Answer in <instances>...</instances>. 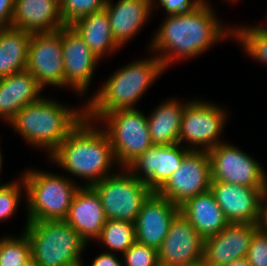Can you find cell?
I'll return each instance as SVG.
<instances>
[{
    "instance_id": "42",
    "label": "cell",
    "mask_w": 267,
    "mask_h": 266,
    "mask_svg": "<svg viewBox=\"0 0 267 266\" xmlns=\"http://www.w3.org/2000/svg\"><path fill=\"white\" fill-rule=\"evenodd\" d=\"M1 168H2V154L0 153V171H1Z\"/></svg>"
},
{
    "instance_id": "44",
    "label": "cell",
    "mask_w": 267,
    "mask_h": 266,
    "mask_svg": "<svg viewBox=\"0 0 267 266\" xmlns=\"http://www.w3.org/2000/svg\"><path fill=\"white\" fill-rule=\"evenodd\" d=\"M261 29H263V30H265V31H267V28H265V27H260Z\"/></svg>"
},
{
    "instance_id": "20",
    "label": "cell",
    "mask_w": 267,
    "mask_h": 266,
    "mask_svg": "<svg viewBox=\"0 0 267 266\" xmlns=\"http://www.w3.org/2000/svg\"><path fill=\"white\" fill-rule=\"evenodd\" d=\"M64 221L76 230L86 243L89 238H99L107 218L100 198L91 186L77 190Z\"/></svg>"
},
{
    "instance_id": "13",
    "label": "cell",
    "mask_w": 267,
    "mask_h": 266,
    "mask_svg": "<svg viewBox=\"0 0 267 266\" xmlns=\"http://www.w3.org/2000/svg\"><path fill=\"white\" fill-rule=\"evenodd\" d=\"M205 239L179 212L158 249L160 262L174 266H201Z\"/></svg>"
},
{
    "instance_id": "9",
    "label": "cell",
    "mask_w": 267,
    "mask_h": 266,
    "mask_svg": "<svg viewBox=\"0 0 267 266\" xmlns=\"http://www.w3.org/2000/svg\"><path fill=\"white\" fill-rule=\"evenodd\" d=\"M211 163L209 154L202 150H190L179 168L156 191L171 203L181 206L187 199L210 190Z\"/></svg>"
},
{
    "instance_id": "34",
    "label": "cell",
    "mask_w": 267,
    "mask_h": 266,
    "mask_svg": "<svg viewBox=\"0 0 267 266\" xmlns=\"http://www.w3.org/2000/svg\"><path fill=\"white\" fill-rule=\"evenodd\" d=\"M204 0H166L161 5L169 15L187 13L195 10Z\"/></svg>"
},
{
    "instance_id": "31",
    "label": "cell",
    "mask_w": 267,
    "mask_h": 266,
    "mask_svg": "<svg viewBox=\"0 0 267 266\" xmlns=\"http://www.w3.org/2000/svg\"><path fill=\"white\" fill-rule=\"evenodd\" d=\"M125 266H156L158 250L137 241L123 254Z\"/></svg>"
},
{
    "instance_id": "4",
    "label": "cell",
    "mask_w": 267,
    "mask_h": 266,
    "mask_svg": "<svg viewBox=\"0 0 267 266\" xmlns=\"http://www.w3.org/2000/svg\"><path fill=\"white\" fill-rule=\"evenodd\" d=\"M84 117L85 110L77 112L41 98L21 109L10 124L28 143L49 149L51 155Z\"/></svg>"
},
{
    "instance_id": "23",
    "label": "cell",
    "mask_w": 267,
    "mask_h": 266,
    "mask_svg": "<svg viewBox=\"0 0 267 266\" xmlns=\"http://www.w3.org/2000/svg\"><path fill=\"white\" fill-rule=\"evenodd\" d=\"M180 207V213L204 238L214 236L229 222L209 190L187 199Z\"/></svg>"
},
{
    "instance_id": "35",
    "label": "cell",
    "mask_w": 267,
    "mask_h": 266,
    "mask_svg": "<svg viewBox=\"0 0 267 266\" xmlns=\"http://www.w3.org/2000/svg\"><path fill=\"white\" fill-rule=\"evenodd\" d=\"M15 0H0V28L11 27Z\"/></svg>"
},
{
    "instance_id": "38",
    "label": "cell",
    "mask_w": 267,
    "mask_h": 266,
    "mask_svg": "<svg viewBox=\"0 0 267 266\" xmlns=\"http://www.w3.org/2000/svg\"><path fill=\"white\" fill-rule=\"evenodd\" d=\"M261 206H267L266 202L267 200V176L266 178L264 179V182H263V185H262V188H261ZM265 202V203H264Z\"/></svg>"
},
{
    "instance_id": "18",
    "label": "cell",
    "mask_w": 267,
    "mask_h": 266,
    "mask_svg": "<svg viewBox=\"0 0 267 266\" xmlns=\"http://www.w3.org/2000/svg\"><path fill=\"white\" fill-rule=\"evenodd\" d=\"M210 191L229 223H258L261 189L212 181Z\"/></svg>"
},
{
    "instance_id": "41",
    "label": "cell",
    "mask_w": 267,
    "mask_h": 266,
    "mask_svg": "<svg viewBox=\"0 0 267 266\" xmlns=\"http://www.w3.org/2000/svg\"><path fill=\"white\" fill-rule=\"evenodd\" d=\"M156 266H174V265H170V264H166V263H163V262H158L157 264H156Z\"/></svg>"
},
{
    "instance_id": "32",
    "label": "cell",
    "mask_w": 267,
    "mask_h": 266,
    "mask_svg": "<svg viewBox=\"0 0 267 266\" xmlns=\"http://www.w3.org/2000/svg\"><path fill=\"white\" fill-rule=\"evenodd\" d=\"M20 189L17 182L0 185V220H6L14 214L20 199Z\"/></svg>"
},
{
    "instance_id": "43",
    "label": "cell",
    "mask_w": 267,
    "mask_h": 266,
    "mask_svg": "<svg viewBox=\"0 0 267 266\" xmlns=\"http://www.w3.org/2000/svg\"><path fill=\"white\" fill-rule=\"evenodd\" d=\"M164 1H166V0H159L160 4H162Z\"/></svg>"
},
{
    "instance_id": "10",
    "label": "cell",
    "mask_w": 267,
    "mask_h": 266,
    "mask_svg": "<svg viewBox=\"0 0 267 266\" xmlns=\"http://www.w3.org/2000/svg\"><path fill=\"white\" fill-rule=\"evenodd\" d=\"M207 152L211 163L212 181L262 188L266 173L247 153L223 142Z\"/></svg>"
},
{
    "instance_id": "29",
    "label": "cell",
    "mask_w": 267,
    "mask_h": 266,
    "mask_svg": "<svg viewBox=\"0 0 267 266\" xmlns=\"http://www.w3.org/2000/svg\"><path fill=\"white\" fill-rule=\"evenodd\" d=\"M237 30V31H235ZM235 38L242 42L247 53L258 61L267 64V31L258 26L233 29Z\"/></svg>"
},
{
    "instance_id": "12",
    "label": "cell",
    "mask_w": 267,
    "mask_h": 266,
    "mask_svg": "<svg viewBox=\"0 0 267 266\" xmlns=\"http://www.w3.org/2000/svg\"><path fill=\"white\" fill-rule=\"evenodd\" d=\"M225 113L217 105L206 102H187L182 114L179 144L187 140L193 146L205 151L214 148L220 142L219 134L224 127Z\"/></svg>"
},
{
    "instance_id": "2",
    "label": "cell",
    "mask_w": 267,
    "mask_h": 266,
    "mask_svg": "<svg viewBox=\"0 0 267 266\" xmlns=\"http://www.w3.org/2000/svg\"><path fill=\"white\" fill-rule=\"evenodd\" d=\"M86 117L68 134L58 148L49 155L65 170L88 179L92 186L110 176L108 171L115 160L110 139L104 129H94ZM91 181H90V180Z\"/></svg>"
},
{
    "instance_id": "8",
    "label": "cell",
    "mask_w": 267,
    "mask_h": 266,
    "mask_svg": "<svg viewBox=\"0 0 267 266\" xmlns=\"http://www.w3.org/2000/svg\"><path fill=\"white\" fill-rule=\"evenodd\" d=\"M127 174H113L91 186L100 198L107 220L135 223L143 202L153 192L145 182L130 172Z\"/></svg>"
},
{
    "instance_id": "24",
    "label": "cell",
    "mask_w": 267,
    "mask_h": 266,
    "mask_svg": "<svg viewBox=\"0 0 267 266\" xmlns=\"http://www.w3.org/2000/svg\"><path fill=\"white\" fill-rule=\"evenodd\" d=\"M85 41L97 58L120 46L116 43L106 9H102L76 20L70 25Z\"/></svg>"
},
{
    "instance_id": "25",
    "label": "cell",
    "mask_w": 267,
    "mask_h": 266,
    "mask_svg": "<svg viewBox=\"0 0 267 266\" xmlns=\"http://www.w3.org/2000/svg\"><path fill=\"white\" fill-rule=\"evenodd\" d=\"M185 105L176 102L175 99L166 101L147 117L153 145L179 144L181 119Z\"/></svg>"
},
{
    "instance_id": "36",
    "label": "cell",
    "mask_w": 267,
    "mask_h": 266,
    "mask_svg": "<svg viewBox=\"0 0 267 266\" xmlns=\"http://www.w3.org/2000/svg\"><path fill=\"white\" fill-rule=\"evenodd\" d=\"M91 266H123L122 263L110 252L101 253L98 255Z\"/></svg>"
},
{
    "instance_id": "26",
    "label": "cell",
    "mask_w": 267,
    "mask_h": 266,
    "mask_svg": "<svg viewBox=\"0 0 267 266\" xmlns=\"http://www.w3.org/2000/svg\"><path fill=\"white\" fill-rule=\"evenodd\" d=\"M30 39L27 31L0 28V79L27 68Z\"/></svg>"
},
{
    "instance_id": "22",
    "label": "cell",
    "mask_w": 267,
    "mask_h": 266,
    "mask_svg": "<svg viewBox=\"0 0 267 266\" xmlns=\"http://www.w3.org/2000/svg\"><path fill=\"white\" fill-rule=\"evenodd\" d=\"M152 0H119L116 5L108 0L105 9L109 18L112 35L119 46L136 35L147 21Z\"/></svg>"
},
{
    "instance_id": "3",
    "label": "cell",
    "mask_w": 267,
    "mask_h": 266,
    "mask_svg": "<svg viewBox=\"0 0 267 266\" xmlns=\"http://www.w3.org/2000/svg\"><path fill=\"white\" fill-rule=\"evenodd\" d=\"M164 66L158 57L133 62L114 73L85 107V117L100 119L120 109H133L136 101L157 78ZM133 106V107H132Z\"/></svg>"
},
{
    "instance_id": "21",
    "label": "cell",
    "mask_w": 267,
    "mask_h": 266,
    "mask_svg": "<svg viewBox=\"0 0 267 266\" xmlns=\"http://www.w3.org/2000/svg\"><path fill=\"white\" fill-rule=\"evenodd\" d=\"M43 88L27 70L0 79V116L9 123L26 105L39 101Z\"/></svg>"
},
{
    "instance_id": "40",
    "label": "cell",
    "mask_w": 267,
    "mask_h": 266,
    "mask_svg": "<svg viewBox=\"0 0 267 266\" xmlns=\"http://www.w3.org/2000/svg\"><path fill=\"white\" fill-rule=\"evenodd\" d=\"M23 266H36L34 262H23Z\"/></svg>"
},
{
    "instance_id": "33",
    "label": "cell",
    "mask_w": 267,
    "mask_h": 266,
    "mask_svg": "<svg viewBox=\"0 0 267 266\" xmlns=\"http://www.w3.org/2000/svg\"><path fill=\"white\" fill-rule=\"evenodd\" d=\"M246 258L251 266H267V233L259 229L254 232Z\"/></svg>"
},
{
    "instance_id": "1",
    "label": "cell",
    "mask_w": 267,
    "mask_h": 266,
    "mask_svg": "<svg viewBox=\"0 0 267 266\" xmlns=\"http://www.w3.org/2000/svg\"><path fill=\"white\" fill-rule=\"evenodd\" d=\"M214 16L206 2L193 11L167 16L150 47L154 52L158 50L161 53L157 57L164 68L175 58L194 57L221 38L233 35V30L223 29Z\"/></svg>"
},
{
    "instance_id": "11",
    "label": "cell",
    "mask_w": 267,
    "mask_h": 266,
    "mask_svg": "<svg viewBox=\"0 0 267 266\" xmlns=\"http://www.w3.org/2000/svg\"><path fill=\"white\" fill-rule=\"evenodd\" d=\"M26 69L42 88L46 84L64 86L61 29L56 32L31 34Z\"/></svg>"
},
{
    "instance_id": "15",
    "label": "cell",
    "mask_w": 267,
    "mask_h": 266,
    "mask_svg": "<svg viewBox=\"0 0 267 266\" xmlns=\"http://www.w3.org/2000/svg\"><path fill=\"white\" fill-rule=\"evenodd\" d=\"M180 207L152 192L143 202L135 221V241L158 250Z\"/></svg>"
},
{
    "instance_id": "27",
    "label": "cell",
    "mask_w": 267,
    "mask_h": 266,
    "mask_svg": "<svg viewBox=\"0 0 267 266\" xmlns=\"http://www.w3.org/2000/svg\"><path fill=\"white\" fill-rule=\"evenodd\" d=\"M98 239L109 249L124 254L135 242V224L121 220H107Z\"/></svg>"
},
{
    "instance_id": "17",
    "label": "cell",
    "mask_w": 267,
    "mask_h": 266,
    "mask_svg": "<svg viewBox=\"0 0 267 266\" xmlns=\"http://www.w3.org/2000/svg\"><path fill=\"white\" fill-rule=\"evenodd\" d=\"M64 60V86H72L78 94L84 93L90 83L99 58L71 26L61 28Z\"/></svg>"
},
{
    "instance_id": "39",
    "label": "cell",
    "mask_w": 267,
    "mask_h": 266,
    "mask_svg": "<svg viewBox=\"0 0 267 266\" xmlns=\"http://www.w3.org/2000/svg\"><path fill=\"white\" fill-rule=\"evenodd\" d=\"M226 266H251L249 261L247 260L246 257L234 260L233 262L229 263Z\"/></svg>"
},
{
    "instance_id": "7",
    "label": "cell",
    "mask_w": 267,
    "mask_h": 266,
    "mask_svg": "<svg viewBox=\"0 0 267 266\" xmlns=\"http://www.w3.org/2000/svg\"><path fill=\"white\" fill-rule=\"evenodd\" d=\"M99 120L107 122L108 130L104 131L110 139L115 160L125 168L153 146L147 116L136 108L112 111Z\"/></svg>"
},
{
    "instance_id": "5",
    "label": "cell",
    "mask_w": 267,
    "mask_h": 266,
    "mask_svg": "<svg viewBox=\"0 0 267 266\" xmlns=\"http://www.w3.org/2000/svg\"><path fill=\"white\" fill-rule=\"evenodd\" d=\"M25 228L36 266H82L87 243L65 221L27 222Z\"/></svg>"
},
{
    "instance_id": "14",
    "label": "cell",
    "mask_w": 267,
    "mask_h": 266,
    "mask_svg": "<svg viewBox=\"0 0 267 266\" xmlns=\"http://www.w3.org/2000/svg\"><path fill=\"white\" fill-rule=\"evenodd\" d=\"M179 145H153L125 169L138 180L145 182L153 192H156L179 168L184 156L190 150H197L193 146L184 149ZM139 169L142 170L143 176L137 173Z\"/></svg>"
},
{
    "instance_id": "6",
    "label": "cell",
    "mask_w": 267,
    "mask_h": 266,
    "mask_svg": "<svg viewBox=\"0 0 267 266\" xmlns=\"http://www.w3.org/2000/svg\"><path fill=\"white\" fill-rule=\"evenodd\" d=\"M22 177L28 198V222L64 221L80 186L68 178L35 170Z\"/></svg>"
},
{
    "instance_id": "28",
    "label": "cell",
    "mask_w": 267,
    "mask_h": 266,
    "mask_svg": "<svg viewBox=\"0 0 267 266\" xmlns=\"http://www.w3.org/2000/svg\"><path fill=\"white\" fill-rule=\"evenodd\" d=\"M0 239V266H23V262H33L28 236Z\"/></svg>"
},
{
    "instance_id": "16",
    "label": "cell",
    "mask_w": 267,
    "mask_h": 266,
    "mask_svg": "<svg viewBox=\"0 0 267 266\" xmlns=\"http://www.w3.org/2000/svg\"><path fill=\"white\" fill-rule=\"evenodd\" d=\"M257 224L229 223L204 241L203 266H226L246 257Z\"/></svg>"
},
{
    "instance_id": "37",
    "label": "cell",
    "mask_w": 267,
    "mask_h": 266,
    "mask_svg": "<svg viewBox=\"0 0 267 266\" xmlns=\"http://www.w3.org/2000/svg\"><path fill=\"white\" fill-rule=\"evenodd\" d=\"M257 226L260 231L267 233V206L260 207V215Z\"/></svg>"
},
{
    "instance_id": "19",
    "label": "cell",
    "mask_w": 267,
    "mask_h": 266,
    "mask_svg": "<svg viewBox=\"0 0 267 266\" xmlns=\"http://www.w3.org/2000/svg\"><path fill=\"white\" fill-rule=\"evenodd\" d=\"M11 27L30 34L60 30L64 27L60 0H15Z\"/></svg>"
},
{
    "instance_id": "30",
    "label": "cell",
    "mask_w": 267,
    "mask_h": 266,
    "mask_svg": "<svg viewBox=\"0 0 267 266\" xmlns=\"http://www.w3.org/2000/svg\"><path fill=\"white\" fill-rule=\"evenodd\" d=\"M108 0H60V10L64 26L105 8Z\"/></svg>"
}]
</instances>
